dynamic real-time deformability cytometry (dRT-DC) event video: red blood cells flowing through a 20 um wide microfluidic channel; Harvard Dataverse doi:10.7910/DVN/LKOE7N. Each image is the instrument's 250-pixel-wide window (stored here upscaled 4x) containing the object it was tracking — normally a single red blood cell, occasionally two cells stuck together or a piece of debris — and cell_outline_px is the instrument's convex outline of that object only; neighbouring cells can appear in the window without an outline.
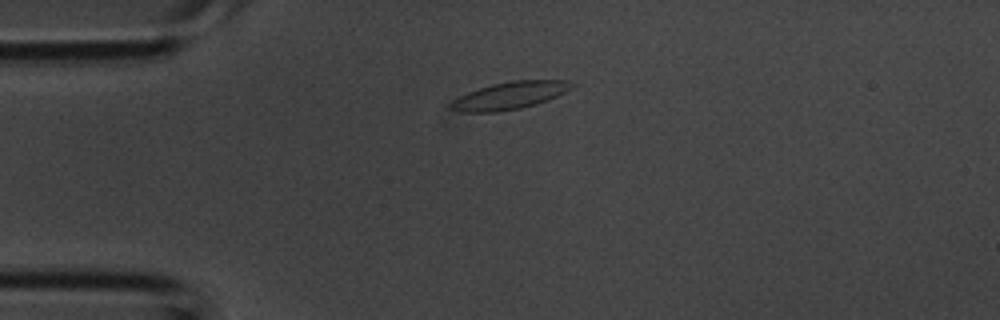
{"species": "common noctule bat (a hibernating species)", "species_latin": "Nyctalus noctula", "temperature_condition": "room temperature", "stored_images_in_passage": 1, "camera_frame_rate_fps": 3000, "um_per_image_px": 0.085, "animal": {"sex": "male", "body_mass_g": 20.1, "forearm_length_mm": 53.5}, "frame": {"image": 1, "passage_image": 1, "time_ms": 0.0, "image_size_px": [1000, 320], "cell_outline_px": [[576, 84], [572, 88], [548, 100], [536, 104], [520, 108], [496, 112], [460, 112], [448, 108], [448, 104], [452, 100], [468, 92], [492, 84], [512, 80], [568, 80]], "centroid_in_image_um": [43.31, 8.12], "position_along_channel_um": 41.7, "area_um2": 19.36}}